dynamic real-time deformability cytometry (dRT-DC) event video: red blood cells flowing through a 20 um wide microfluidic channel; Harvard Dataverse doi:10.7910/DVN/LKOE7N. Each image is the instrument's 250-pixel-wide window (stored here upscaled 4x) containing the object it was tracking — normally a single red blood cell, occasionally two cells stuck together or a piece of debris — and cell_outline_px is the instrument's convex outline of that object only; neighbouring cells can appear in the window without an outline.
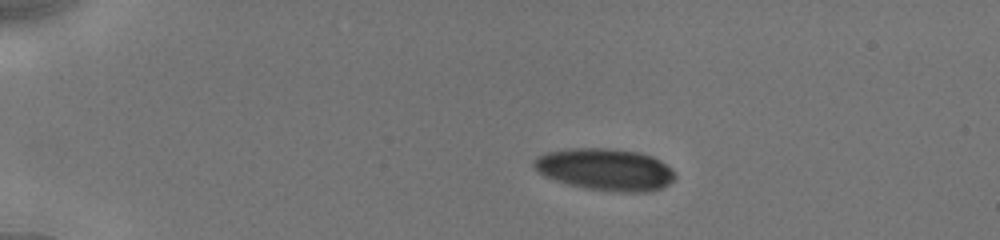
{"species": "human", "species_latin": "Homo sapiens", "temperature_condition": "cold", "stored_images_in_passage": 5, "camera_frame_rate_fps": 3000, "um_per_image_px": 0.085, "donor": {"sex": "male"}, "frame": {"image": 1, "passage_image": 1, "time_ms": 0.0, "image_size_px": [1000, 240], "cell_outline_px": [[676, 176], [668, 184], [652, 192], [620, 192], [584, 188], [568, 184], [544, 176], [536, 172], [532, 164], [532, 160], [536, 156], [544, 152], [564, 148], [608, 148], [640, 152], [652, 156], [660, 160]], "centroid_in_image_um": [51.37, 14.39], "position_along_channel_um": 33.6, "area_um2": 34.8}}
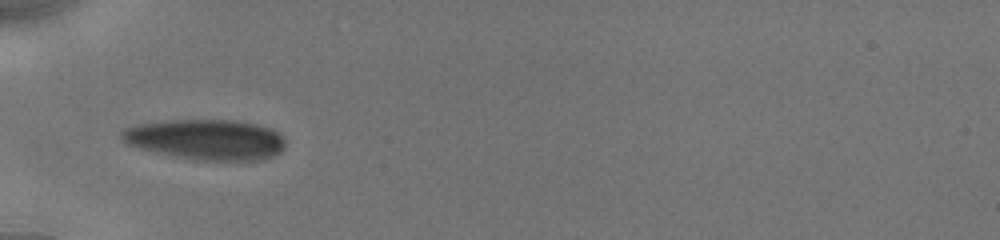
{"frame": {"image": 2, "passage_image": 4, "time_ms": 2.667, "image_size_px": [1000, 240], "cell_outline_px": [[284, 148], [276, 156], [260, 160], [196, 160], [176, 156], [140, 148], [124, 144], [120, 136], [120, 132], [124, 128], [136, 124], [172, 120], [232, 120], [256, 124], [268, 128], [276, 132], [284, 140]], "centroid_in_image_um": [17.48, 11.86], "position_along_channel_um": 67.5, "area_um2": 38.44}}